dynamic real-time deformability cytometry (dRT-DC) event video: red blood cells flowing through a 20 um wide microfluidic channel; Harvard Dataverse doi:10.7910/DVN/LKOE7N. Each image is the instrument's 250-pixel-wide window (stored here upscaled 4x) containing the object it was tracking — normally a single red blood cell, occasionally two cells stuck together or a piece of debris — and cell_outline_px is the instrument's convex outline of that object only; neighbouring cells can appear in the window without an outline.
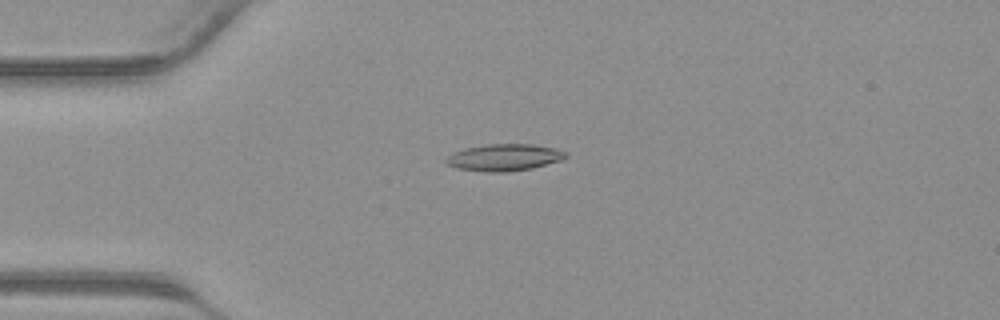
{"species": "common noctule bat (a hibernating species)", "species_latin": "Nyctalus noctula", "temperature_condition": "warm", "stored_images_in_passage": 35, "camera_frame_rate_fps": 3000, "um_per_image_px": 0.085, "animal": {"sex": "male", "body_mass_g": 23.1, "forearm_length_mm": 52.7}, "frame": {"image": 1, "passage_image": 4, "time_ms": 1.0, "image_size_px": [1000, 320], "cell_outline_px": [[568, 156], [560, 160], [532, 168], [508, 172], [488, 172], [456, 168], [448, 164], [444, 160], [452, 152], [464, 148], [488, 144], [532, 144], [556, 148], [568, 152]], "centroid_in_image_um": [42.86, 13.37], "position_along_channel_um": 42.1, "area_um2": 18.79}}
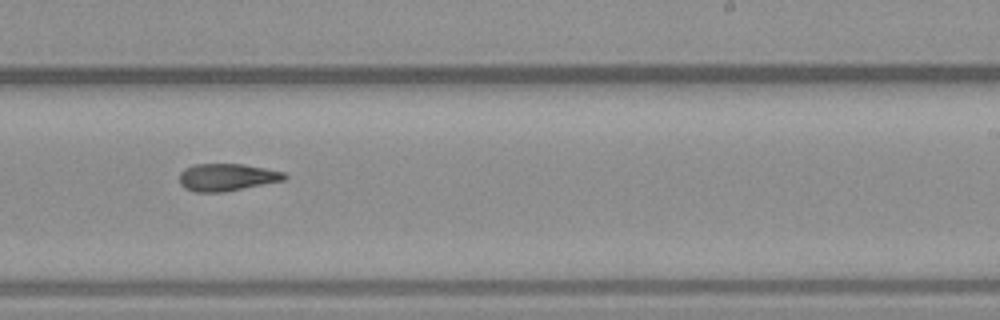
{"frame": {"image": 2, "passage_image": 19, "time_ms": 6.0, "image_size_px": [1000, 320], "cell_outline_px": [[288, 176], [284, 180], [224, 192], [196, 192], [184, 188], [180, 184], [180, 172], [184, 168], [192, 164], [244, 164], [284, 172]], "centroid_in_image_um": [19.26, 15.06], "position_along_channel_um": 269.7, "area_um2": 16.76}}
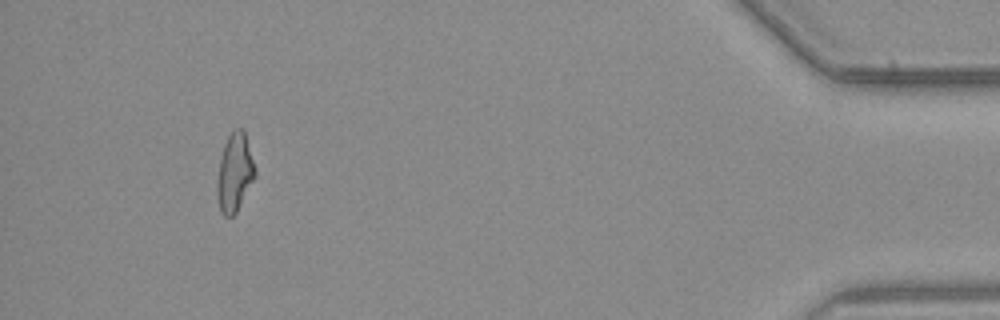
{"frame": {"image": 3, "passage_image": 32, "time_ms": 10.333, "image_size_px": [1000, 320], "cell_outline_px": [[256, 176], [236, 212], [232, 216], [224, 216], [220, 212], [216, 192], [216, 184], [220, 156], [224, 144], [228, 136], [236, 128], [244, 128], [256, 172]], "centroid_in_image_um": [19.93, 14.67], "position_along_channel_um": 415.3, "area_um2": 17.4}}